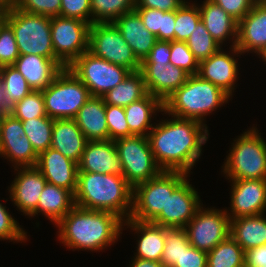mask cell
<instances>
[{"label":"cell","mask_w":266,"mask_h":267,"mask_svg":"<svg viewBox=\"0 0 266 267\" xmlns=\"http://www.w3.org/2000/svg\"><path fill=\"white\" fill-rule=\"evenodd\" d=\"M171 117L156 123L148 134L153 157L162 171L190 174L209 131L207 125L196 120Z\"/></svg>","instance_id":"1"},{"label":"cell","mask_w":266,"mask_h":267,"mask_svg":"<svg viewBox=\"0 0 266 267\" xmlns=\"http://www.w3.org/2000/svg\"><path fill=\"white\" fill-rule=\"evenodd\" d=\"M123 222L113 213L75 205L56 226L58 238L67 248L100 251L118 241Z\"/></svg>","instance_id":"2"},{"label":"cell","mask_w":266,"mask_h":267,"mask_svg":"<svg viewBox=\"0 0 266 267\" xmlns=\"http://www.w3.org/2000/svg\"><path fill=\"white\" fill-rule=\"evenodd\" d=\"M75 205L107 211L128 220L133 207V187L123 175L78 171Z\"/></svg>","instance_id":"3"},{"label":"cell","mask_w":266,"mask_h":267,"mask_svg":"<svg viewBox=\"0 0 266 267\" xmlns=\"http://www.w3.org/2000/svg\"><path fill=\"white\" fill-rule=\"evenodd\" d=\"M229 98L221 88L202 79L198 74L189 75L186 82L163 102V112L206 125L205 116L228 103Z\"/></svg>","instance_id":"4"},{"label":"cell","mask_w":266,"mask_h":267,"mask_svg":"<svg viewBox=\"0 0 266 267\" xmlns=\"http://www.w3.org/2000/svg\"><path fill=\"white\" fill-rule=\"evenodd\" d=\"M6 22L11 26L19 55H38L52 59L61 69L66 68L56 57L51 38V17L27 13L10 6Z\"/></svg>","instance_id":"5"},{"label":"cell","mask_w":266,"mask_h":267,"mask_svg":"<svg viewBox=\"0 0 266 267\" xmlns=\"http://www.w3.org/2000/svg\"><path fill=\"white\" fill-rule=\"evenodd\" d=\"M249 129L235 138L226 156L223 173L227 179H266V141L256 127Z\"/></svg>","instance_id":"6"},{"label":"cell","mask_w":266,"mask_h":267,"mask_svg":"<svg viewBox=\"0 0 266 267\" xmlns=\"http://www.w3.org/2000/svg\"><path fill=\"white\" fill-rule=\"evenodd\" d=\"M45 111L51 119H74L91 97L88 88L68 68L62 69L42 90Z\"/></svg>","instance_id":"7"},{"label":"cell","mask_w":266,"mask_h":267,"mask_svg":"<svg viewBox=\"0 0 266 267\" xmlns=\"http://www.w3.org/2000/svg\"><path fill=\"white\" fill-rule=\"evenodd\" d=\"M189 174L180 171H161L156 177L133 188V207L130 219L151 222L165 210L168 195L186 179Z\"/></svg>","instance_id":"8"},{"label":"cell","mask_w":266,"mask_h":267,"mask_svg":"<svg viewBox=\"0 0 266 267\" xmlns=\"http://www.w3.org/2000/svg\"><path fill=\"white\" fill-rule=\"evenodd\" d=\"M114 142L123 176L133 188L162 171L154 160L148 136L132 135Z\"/></svg>","instance_id":"9"},{"label":"cell","mask_w":266,"mask_h":267,"mask_svg":"<svg viewBox=\"0 0 266 267\" xmlns=\"http://www.w3.org/2000/svg\"><path fill=\"white\" fill-rule=\"evenodd\" d=\"M88 88L91 96L103 97L121 83L131 72L124 66L113 64L84 52L68 67Z\"/></svg>","instance_id":"10"},{"label":"cell","mask_w":266,"mask_h":267,"mask_svg":"<svg viewBox=\"0 0 266 267\" xmlns=\"http://www.w3.org/2000/svg\"><path fill=\"white\" fill-rule=\"evenodd\" d=\"M88 51L110 63L124 66L131 72L140 70L141 62L113 22L93 23L90 26Z\"/></svg>","instance_id":"11"},{"label":"cell","mask_w":266,"mask_h":267,"mask_svg":"<svg viewBox=\"0 0 266 267\" xmlns=\"http://www.w3.org/2000/svg\"><path fill=\"white\" fill-rule=\"evenodd\" d=\"M90 24L76 18L51 17V38L55 57L69 67L88 51Z\"/></svg>","instance_id":"12"},{"label":"cell","mask_w":266,"mask_h":267,"mask_svg":"<svg viewBox=\"0 0 266 267\" xmlns=\"http://www.w3.org/2000/svg\"><path fill=\"white\" fill-rule=\"evenodd\" d=\"M231 220L227 210L202 206L184 227L192 247L208 253L230 236Z\"/></svg>","instance_id":"13"},{"label":"cell","mask_w":266,"mask_h":267,"mask_svg":"<svg viewBox=\"0 0 266 267\" xmlns=\"http://www.w3.org/2000/svg\"><path fill=\"white\" fill-rule=\"evenodd\" d=\"M202 205L198 192L186 178L168 195L165 210L151 222L166 228H184Z\"/></svg>","instance_id":"14"},{"label":"cell","mask_w":266,"mask_h":267,"mask_svg":"<svg viewBox=\"0 0 266 267\" xmlns=\"http://www.w3.org/2000/svg\"><path fill=\"white\" fill-rule=\"evenodd\" d=\"M230 181H232L231 213L227 211L230 220L266 211V179H230Z\"/></svg>","instance_id":"15"},{"label":"cell","mask_w":266,"mask_h":267,"mask_svg":"<svg viewBox=\"0 0 266 267\" xmlns=\"http://www.w3.org/2000/svg\"><path fill=\"white\" fill-rule=\"evenodd\" d=\"M229 52L225 53L221 48L209 58L199 62L198 75L207 81H210L215 86L221 88L230 97L234 92V85L238 76V63L236 62V55L242 54L237 47H230ZM233 91V92H232Z\"/></svg>","instance_id":"16"},{"label":"cell","mask_w":266,"mask_h":267,"mask_svg":"<svg viewBox=\"0 0 266 267\" xmlns=\"http://www.w3.org/2000/svg\"><path fill=\"white\" fill-rule=\"evenodd\" d=\"M17 168L14 170L18 175L9 187L10 199L25 216H29L37 208L47 181L36 166Z\"/></svg>","instance_id":"17"},{"label":"cell","mask_w":266,"mask_h":267,"mask_svg":"<svg viewBox=\"0 0 266 267\" xmlns=\"http://www.w3.org/2000/svg\"><path fill=\"white\" fill-rule=\"evenodd\" d=\"M236 47L257 55L266 47V0H258L238 22Z\"/></svg>","instance_id":"18"},{"label":"cell","mask_w":266,"mask_h":267,"mask_svg":"<svg viewBox=\"0 0 266 267\" xmlns=\"http://www.w3.org/2000/svg\"><path fill=\"white\" fill-rule=\"evenodd\" d=\"M139 71L143 75L148 93L162 102L182 86L189 77L187 72L172 64L141 63Z\"/></svg>","instance_id":"19"},{"label":"cell","mask_w":266,"mask_h":267,"mask_svg":"<svg viewBox=\"0 0 266 267\" xmlns=\"http://www.w3.org/2000/svg\"><path fill=\"white\" fill-rule=\"evenodd\" d=\"M36 167L48 183L75 193L78 164L65 157L58 150L49 147L46 151L41 152L38 155Z\"/></svg>","instance_id":"20"},{"label":"cell","mask_w":266,"mask_h":267,"mask_svg":"<svg viewBox=\"0 0 266 267\" xmlns=\"http://www.w3.org/2000/svg\"><path fill=\"white\" fill-rule=\"evenodd\" d=\"M78 171L123 175L122 164L112 140L88 141Z\"/></svg>","instance_id":"21"},{"label":"cell","mask_w":266,"mask_h":267,"mask_svg":"<svg viewBox=\"0 0 266 267\" xmlns=\"http://www.w3.org/2000/svg\"><path fill=\"white\" fill-rule=\"evenodd\" d=\"M113 23L133 50L136 58L140 62L145 60L154 47L157 38L145 27L140 15L133 10L121 15Z\"/></svg>","instance_id":"22"},{"label":"cell","mask_w":266,"mask_h":267,"mask_svg":"<svg viewBox=\"0 0 266 267\" xmlns=\"http://www.w3.org/2000/svg\"><path fill=\"white\" fill-rule=\"evenodd\" d=\"M88 140L74 119H55L52 130L53 149L79 164Z\"/></svg>","instance_id":"23"},{"label":"cell","mask_w":266,"mask_h":267,"mask_svg":"<svg viewBox=\"0 0 266 267\" xmlns=\"http://www.w3.org/2000/svg\"><path fill=\"white\" fill-rule=\"evenodd\" d=\"M127 225L138 236L137 249L135 258L147 259L151 261L161 262L163 249L165 246V228L152 222H141L135 219H128L123 222V226Z\"/></svg>","instance_id":"24"},{"label":"cell","mask_w":266,"mask_h":267,"mask_svg":"<svg viewBox=\"0 0 266 267\" xmlns=\"http://www.w3.org/2000/svg\"><path fill=\"white\" fill-rule=\"evenodd\" d=\"M198 7L201 21L212 38L222 47L223 42L225 43L231 37V47H235L238 22L212 0H205Z\"/></svg>","instance_id":"25"},{"label":"cell","mask_w":266,"mask_h":267,"mask_svg":"<svg viewBox=\"0 0 266 267\" xmlns=\"http://www.w3.org/2000/svg\"><path fill=\"white\" fill-rule=\"evenodd\" d=\"M13 66L36 91L45 89L62 70L52 59L34 54L19 55Z\"/></svg>","instance_id":"26"},{"label":"cell","mask_w":266,"mask_h":267,"mask_svg":"<svg viewBox=\"0 0 266 267\" xmlns=\"http://www.w3.org/2000/svg\"><path fill=\"white\" fill-rule=\"evenodd\" d=\"M103 97L91 96L74 120L88 141L109 140Z\"/></svg>","instance_id":"27"},{"label":"cell","mask_w":266,"mask_h":267,"mask_svg":"<svg viewBox=\"0 0 266 267\" xmlns=\"http://www.w3.org/2000/svg\"><path fill=\"white\" fill-rule=\"evenodd\" d=\"M74 206L75 198L70 190L47 182L40 194L37 208L29 217L42 213L56 225Z\"/></svg>","instance_id":"28"},{"label":"cell","mask_w":266,"mask_h":267,"mask_svg":"<svg viewBox=\"0 0 266 267\" xmlns=\"http://www.w3.org/2000/svg\"><path fill=\"white\" fill-rule=\"evenodd\" d=\"M266 216L264 213L231 220L230 236L246 252L266 245Z\"/></svg>","instance_id":"29"},{"label":"cell","mask_w":266,"mask_h":267,"mask_svg":"<svg viewBox=\"0 0 266 267\" xmlns=\"http://www.w3.org/2000/svg\"><path fill=\"white\" fill-rule=\"evenodd\" d=\"M126 121L133 135L148 136L153 128L152 115L163 112V102L154 95L147 94L145 97L132 102L124 107ZM147 131V132H146Z\"/></svg>","instance_id":"30"},{"label":"cell","mask_w":266,"mask_h":267,"mask_svg":"<svg viewBox=\"0 0 266 267\" xmlns=\"http://www.w3.org/2000/svg\"><path fill=\"white\" fill-rule=\"evenodd\" d=\"M148 94L140 71L130 72L117 86L109 90L103 99L105 104L126 107Z\"/></svg>","instance_id":"31"},{"label":"cell","mask_w":266,"mask_h":267,"mask_svg":"<svg viewBox=\"0 0 266 267\" xmlns=\"http://www.w3.org/2000/svg\"><path fill=\"white\" fill-rule=\"evenodd\" d=\"M148 29L160 41H175L176 11H161L151 8L134 9Z\"/></svg>","instance_id":"32"},{"label":"cell","mask_w":266,"mask_h":267,"mask_svg":"<svg viewBox=\"0 0 266 267\" xmlns=\"http://www.w3.org/2000/svg\"><path fill=\"white\" fill-rule=\"evenodd\" d=\"M0 79L7 111L32 91L24 76L13 65L0 67Z\"/></svg>","instance_id":"33"},{"label":"cell","mask_w":266,"mask_h":267,"mask_svg":"<svg viewBox=\"0 0 266 267\" xmlns=\"http://www.w3.org/2000/svg\"><path fill=\"white\" fill-rule=\"evenodd\" d=\"M207 267H245V251L229 236L207 253Z\"/></svg>","instance_id":"34"},{"label":"cell","mask_w":266,"mask_h":267,"mask_svg":"<svg viewBox=\"0 0 266 267\" xmlns=\"http://www.w3.org/2000/svg\"><path fill=\"white\" fill-rule=\"evenodd\" d=\"M0 156L14 163V168L36 166L38 161V154L26 135L21 139L0 140Z\"/></svg>","instance_id":"35"},{"label":"cell","mask_w":266,"mask_h":267,"mask_svg":"<svg viewBox=\"0 0 266 267\" xmlns=\"http://www.w3.org/2000/svg\"><path fill=\"white\" fill-rule=\"evenodd\" d=\"M53 124L54 119L48 116L22 121L24 132L38 155L51 146Z\"/></svg>","instance_id":"36"},{"label":"cell","mask_w":266,"mask_h":267,"mask_svg":"<svg viewBox=\"0 0 266 267\" xmlns=\"http://www.w3.org/2000/svg\"><path fill=\"white\" fill-rule=\"evenodd\" d=\"M135 7L136 0H91L92 24L114 22Z\"/></svg>","instance_id":"37"},{"label":"cell","mask_w":266,"mask_h":267,"mask_svg":"<svg viewBox=\"0 0 266 267\" xmlns=\"http://www.w3.org/2000/svg\"><path fill=\"white\" fill-rule=\"evenodd\" d=\"M185 42L198 62L209 58L221 49L201 20Z\"/></svg>","instance_id":"38"},{"label":"cell","mask_w":266,"mask_h":267,"mask_svg":"<svg viewBox=\"0 0 266 267\" xmlns=\"http://www.w3.org/2000/svg\"><path fill=\"white\" fill-rule=\"evenodd\" d=\"M189 246L190 243L184 228H165V246L161 263L165 267H172L176 261H179L184 248Z\"/></svg>","instance_id":"39"},{"label":"cell","mask_w":266,"mask_h":267,"mask_svg":"<svg viewBox=\"0 0 266 267\" xmlns=\"http://www.w3.org/2000/svg\"><path fill=\"white\" fill-rule=\"evenodd\" d=\"M201 20L200 10L196 3L186 2L176 10L175 41L185 42Z\"/></svg>","instance_id":"40"},{"label":"cell","mask_w":266,"mask_h":267,"mask_svg":"<svg viewBox=\"0 0 266 267\" xmlns=\"http://www.w3.org/2000/svg\"><path fill=\"white\" fill-rule=\"evenodd\" d=\"M8 112L20 121L47 116L42 91L32 90Z\"/></svg>","instance_id":"41"},{"label":"cell","mask_w":266,"mask_h":267,"mask_svg":"<svg viewBox=\"0 0 266 267\" xmlns=\"http://www.w3.org/2000/svg\"><path fill=\"white\" fill-rule=\"evenodd\" d=\"M105 115L109 140L115 141L133 135L126 121L124 107L106 104Z\"/></svg>","instance_id":"42"},{"label":"cell","mask_w":266,"mask_h":267,"mask_svg":"<svg viewBox=\"0 0 266 267\" xmlns=\"http://www.w3.org/2000/svg\"><path fill=\"white\" fill-rule=\"evenodd\" d=\"M170 64L183 69L189 75H196L199 70V62L188 48L186 42L170 41Z\"/></svg>","instance_id":"43"},{"label":"cell","mask_w":266,"mask_h":267,"mask_svg":"<svg viewBox=\"0 0 266 267\" xmlns=\"http://www.w3.org/2000/svg\"><path fill=\"white\" fill-rule=\"evenodd\" d=\"M19 52L14 32L11 26L5 22L0 28V67L13 65Z\"/></svg>","instance_id":"44"},{"label":"cell","mask_w":266,"mask_h":267,"mask_svg":"<svg viewBox=\"0 0 266 267\" xmlns=\"http://www.w3.org/2000/svg\"><path fill=\"white\" fill-rule=\"evenodd\" d=\"M27 233L19 226V223L7 211L6 206L0 203V239L11 242H24Z\"/></svg>","instance_id":"45"},{"label":"cell","mask_w":266,"mask_h":267,"mask_svg":"<svg viewBox=\"0 0 266 267\" xmlns=\"http://www.w3.org/2000/svg\"><path fill=\"white\" fill-rule=\"evenodd\" d=\"M62 0H18L15 6L22 11L49 17L60 16Z\"/></svg>","instance_id":"46"},{"label":"cell","mask_w":266,"mask_h":267,"mask_svg":"<svg viewBox=\"0 0 266 267\" xmlns=\"http://www.w3.org/2000/svg\"><path fill=\"white\" fill-rule=\"evenodd\" d=\"M60 16L76 18L92 25L91 0H62Z\"/></svg>","instance_id":"47"},{"label":"cell","mask_w":266,"mask_h":267,"mask_svg":"<svg viewBox=\"0 0 266 267\" xmlns=\"http://www.w3.org/2000/svg\"><path fill=\"white\" fill-rule=\"evenodd\" d=\"M239 22L258 0H212Z\"/></svg>","instance_id":"48"},{"label":"cell","mask_w":266,"mask_h":267,"mask_svg":"<svg viewBox=\"0 0 266 267\" xmlns=\"http://www.w3.org/2000/svg\"><path fill=\"white\" fill-rule=\"evenodd\" d=\"M25 135L22 121L6 112L1 122L0 140L21 139Z\"/></svg>","instance_id":"49"},{"label":"cell","mask_w":266,"mask_h":267,"mask_svg":"<svg viewBox=\"0 0 266 267\" xmlns=\"http://www.w3.org/2000/svg\"><path fill=\"white\" fill-rule=\"evenodd\" d=\"M172 267H207V253L190 245Z\"/></svg>","instance_id":"50"},{"label":"cell","mask_w":266,"mask_h":267,"mask_svg":"<svg viewBox=\"0 0 266 267\" xmlns=\"http://www.w3.org/2000/svg\"><path fill=\"white\" fill-rule=\"evenodd\" d=\"M170 41L157 40L149 55L141 63H157V65L170 64Z\"/></svg>","instance_id":"51"},{"label":"cell","mask_w":266,"mask_h":267,"mask_svg":"<svg viewBox=\"0 0 266 267\" xmlns=\"http://www.w3.org/2000/svg\"><path fill=\"white\" fill-rule=\"evenodd\" d=\"M185 0H136L135 8H151L161 11H176Z\"/></svg>","instance_id":"52"},{"label":"cell","mask_w":266,"mask_h":267,"mask_svg":"<svg viewBox=\"0 0 266 267\" xmlns=\"http://www.w3.org/2000/svg\"><path fill=\"white\" fill-rule=\"evenodd\" d=\"M245 267H266V245L245 252Z\"/></svg>","instance_id":"53"},{"label":"cell","mask_w":266,"mask_h":267,"mask_svg":"<svg viewBox=\"0 0 266 267\" xmlns=\"http://www.w3.org/2000/svg\"><path fill=\"white\" fill-rule=\"evenodd\" d=\"M132 259V264L129 267H165L161 262L151 261L147 259Z\"/></svg>","instance_id":"54"},{"label":"cell","mask_w":266,"mask_h":267,"mask_svg":"<svg viewBox=\"0 0 266 267\" xmlns=\"http://www.w3.org/2000/svg\"><path fill=\"white\" fill-rule=\"evenodd\" d=\"M10 6L0 2V28L5 24Z\"/></svg>","instance_id":"55"},{"label":"cell","mask_w":266,"mask_h":267,"mask_svg":"<svg viewBox=\"0 0 266 267\" xmlns=\"http://www.w3.org/2000/svg\"><path fill=\"white\" fill-rule=\"evenodd\" d=\"M0 109H5V102L3 98V85L0 79Z\"/></svg>","instance_id":"56"},{"label":"cell","mask_w":266,"mask_h":267,"mask_svg":"<svg viewBox=\"0 0 266 267\" xmlns=\"http://www.w3.org/2000/svg\"><path fill=\"white\" fill-rule=\"evenodd\" d=\"M17 1L18 0H0V2L8 4L9 6H14L17 3Z\"/></svg>","instance_id":"57"},{"label":"cell","mask_w":266,"mask_h":267,"mask_svg":"<svg viewBox=\"0 0 266 267\" xmlns=\"http://www.w3.org/2000/svg\"><path fill=\"white\" fill-rule=\"evenodd\" d=\"M258 55L259 58H262L266 62V47Z\"/></svg>","instance_id":"58"},{"label":"cell","mask_w":266,"mask_h":267,"mask_svg":"<svg viewBox=\"0 0 266 267\" xmlns=\"http://www.w3.org/2000/svg\"><path fill=\"white\" fill-rule=\"evenodd\" d=\"M8 112L6 109H0V128H1V122L4 117V115Z\"/></svg>","instance_id":"59"}]
</instances>
